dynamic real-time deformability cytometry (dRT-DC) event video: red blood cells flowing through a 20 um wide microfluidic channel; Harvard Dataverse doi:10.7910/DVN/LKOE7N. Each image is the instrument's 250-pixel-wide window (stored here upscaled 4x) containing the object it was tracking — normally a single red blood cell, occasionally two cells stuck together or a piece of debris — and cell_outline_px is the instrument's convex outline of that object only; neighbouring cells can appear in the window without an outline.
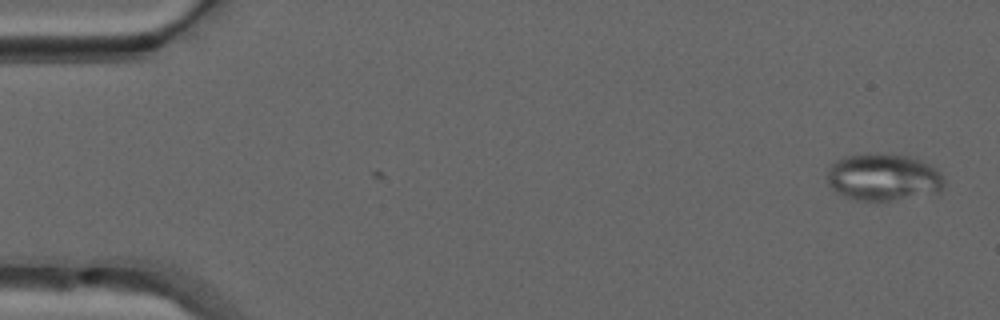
{"species": "common noctule bat (a hibernating species)", "species_latin": "Nyctalus noctula", "temperature_condition": "warm", "stored_images_in_passage": 2, "camera_frame_rate_fps": 3000, "um_per_image_px": 0.085, "animal": {"sex": "male", "forearm_length_mm": 52.5}, "frame": {"image": 1, "passage_image": 2, "time_ms": 0.333, "image_size_px": [1000, 320], "cell_outline_px": [[944, 188], [940, 196], [888, 200], [852, 200], [844, 196], [832, 188], [828, 184], [828, 168], [836, 160], [844, 156], [868, 152], [916, 156], [936, 168], [940, 172], [944, 180]], "centroid_in_image_um": [75.18, 15.06], "position_along_channel_um": 9.8, "area_um2": 33.29}}